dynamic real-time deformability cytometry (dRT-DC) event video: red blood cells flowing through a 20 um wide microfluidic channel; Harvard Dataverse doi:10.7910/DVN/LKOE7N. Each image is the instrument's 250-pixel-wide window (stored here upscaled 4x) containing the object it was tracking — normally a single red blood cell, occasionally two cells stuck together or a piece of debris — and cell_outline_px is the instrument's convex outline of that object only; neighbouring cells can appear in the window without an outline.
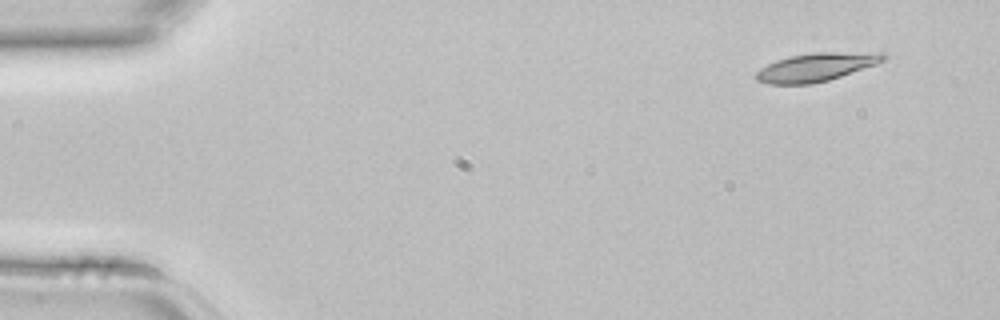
{"species": "common noctule bat (a hibernating species)", "species_latin": "Nyctalus noctula", "temperature_condition": "room temperature", "stored_images_in_passage": 3, "camera_frame_rate_fps": 3000, "um_per_image_px": 0.085, "animal": {"sex": "female", "body_mass_g": 22.7, "forearm_length_mm": 54.2}, "frame": {"image": 1, "passage_image": 1, "time_ms": 0.0, "image_size_px": [1000, 320], "cell_outline_px": [[888, 56], [884, 60], [876, 64], [828, 80], [812, 84], [768, 84], [756, 80], [752, 76], [760, 68], [776, 60], [788, 56], [812, 52], [884, 52]], "centroid_in_image_um": [69.35, 5.69], "position_along_channel_um": 15.7, "area_um2": 21.21}}